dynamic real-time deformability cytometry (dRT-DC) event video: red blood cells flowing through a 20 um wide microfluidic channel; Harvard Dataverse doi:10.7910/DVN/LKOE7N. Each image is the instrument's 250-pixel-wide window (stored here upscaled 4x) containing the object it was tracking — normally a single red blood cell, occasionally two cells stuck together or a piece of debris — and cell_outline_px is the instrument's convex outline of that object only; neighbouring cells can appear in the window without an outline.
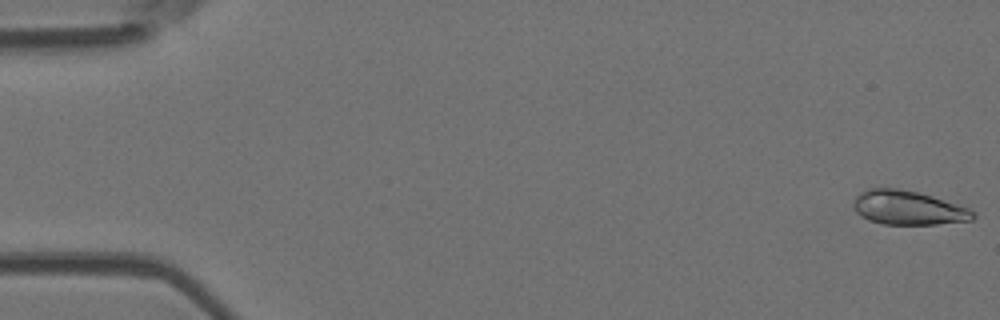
{"species": "Egyptian fruit bat (a non-hibernating species)", "species_latin": "Rousettus aegyptiacus", "temperature_condition": "room temperature", "stored_images_in_passage": 14, "camera_frame_rate_fps": 3000, "um_per_image_px": 0.085, "animal": {"sex": "female"}, "frame": {"image": 1, "passage_image": 1, "time_ms": 0.0, "image_size_px": [1000, 320], "cell_outline_px": [[976, 216], [972, 220], [936, 224], [884, 224], [868, 220], [860, 216], [856, 212], [852, 204], [852, 200], [860, 192], [868, 188], [896, 188], [916, 192], [932, 196], [968, 208], [976, 212]], "centroid_in_image_um": [77.15, 17.66], "position_along_channel_um": 7.9, "area_um2": 23.76}}
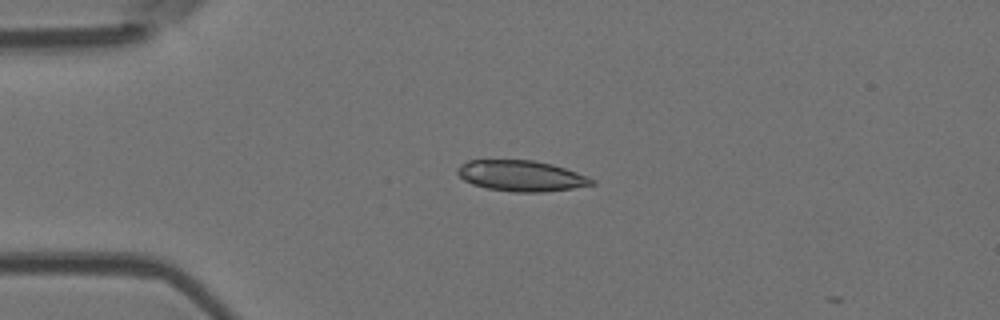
{"frame": {"image": 2, "passage_image": 13, "time_ms": 4.0, "image_size_px": [1000, 320], "cell_outline_px": [[596, 184], [572, 188], [544, 192], [512, 192], [488, 188], [472, 184], [464, 180], [456, 172], [456, 168], [460, 164], [468, 160], [532, 160], [552, 164], [576, 172], [596, 180]], "centroid_in_image_um": [44.28, 14.94], "position_along_channel_um": 40.7, "area_um2": 24.1}}